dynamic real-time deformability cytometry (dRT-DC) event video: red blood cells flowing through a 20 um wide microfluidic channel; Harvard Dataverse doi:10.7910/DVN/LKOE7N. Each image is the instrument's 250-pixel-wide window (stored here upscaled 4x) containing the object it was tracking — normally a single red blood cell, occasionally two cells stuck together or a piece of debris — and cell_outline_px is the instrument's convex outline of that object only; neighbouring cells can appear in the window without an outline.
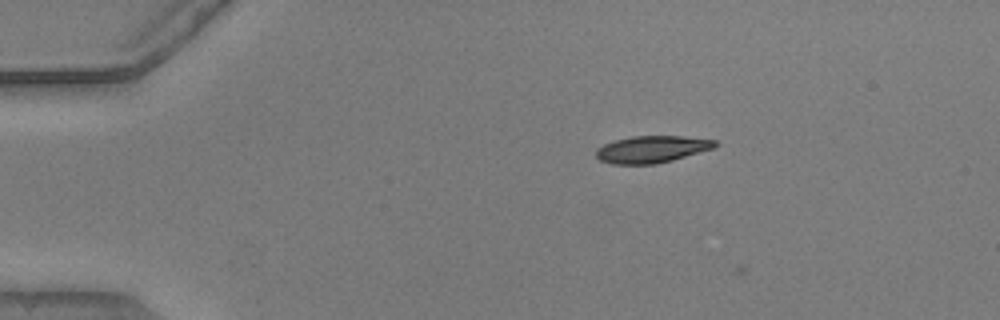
{"species": "common noctule bat (a hibernating species)", "species_latin": "Nyctalus noctula", "temperature_condition": "warm", "stored_images_in_passage": 6, "camera_frame_rate_fps": 3000, "um_per_image_px": 0.085, "animal": {"sex": "male", "body_mass_g": 20.5, "forearm_length_mm": 52.5}, "frame": {"image": 1, "passage_image": 3, "time_ms": 0.667, "image_size_px": [1000, 320], "cell_outline_px": [[720, 144], [716, 148], [672, 160], [656, 164], [612, 164], [600, 160], [596, 156], [596, 148], [604, 144], [616, 140], [632, 136], [684, 136], [716, 140]], "centroid_in_image_um": [55.45, 12.68], "position_along_channel_um": 29.6, "area_um2": 18.84}}